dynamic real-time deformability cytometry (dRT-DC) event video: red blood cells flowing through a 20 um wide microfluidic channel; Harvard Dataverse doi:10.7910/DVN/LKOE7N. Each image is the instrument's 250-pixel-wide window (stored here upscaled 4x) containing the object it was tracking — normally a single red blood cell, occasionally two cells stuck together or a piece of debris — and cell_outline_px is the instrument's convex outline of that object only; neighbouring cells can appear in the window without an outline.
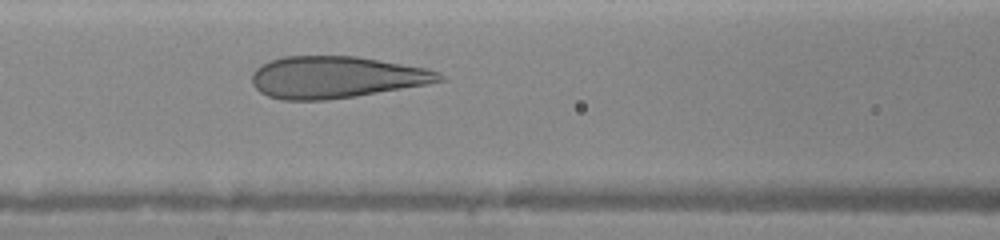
{"species": "human", "species_latin": "Homo sapiens", "temperature_condition": "warm", "stored_images_in_passage": 14, "camera_frame_rate_fps": 3000, "um_per_image_px": 0.085, "donor": {"sex": "female"}, "frame": {"image": 1, "passage_image": 14, "time_ms": 3.667, "image_size_px": [1000, 240], "cell_outline_px": [[444, 80], [428, 84], [356, 96], [324, 100], [284, 100], [268, 96], [260, 92], [252, 84], [252, 72], [260, 64], [268, 60], [284, 56], [356, 56], [424, 68], [440, 72], [444, 76]], "centroid_in_image_um": [28.52, 6.56], "position_along_channel_um": 138.1, "area_um2": 45.66}}